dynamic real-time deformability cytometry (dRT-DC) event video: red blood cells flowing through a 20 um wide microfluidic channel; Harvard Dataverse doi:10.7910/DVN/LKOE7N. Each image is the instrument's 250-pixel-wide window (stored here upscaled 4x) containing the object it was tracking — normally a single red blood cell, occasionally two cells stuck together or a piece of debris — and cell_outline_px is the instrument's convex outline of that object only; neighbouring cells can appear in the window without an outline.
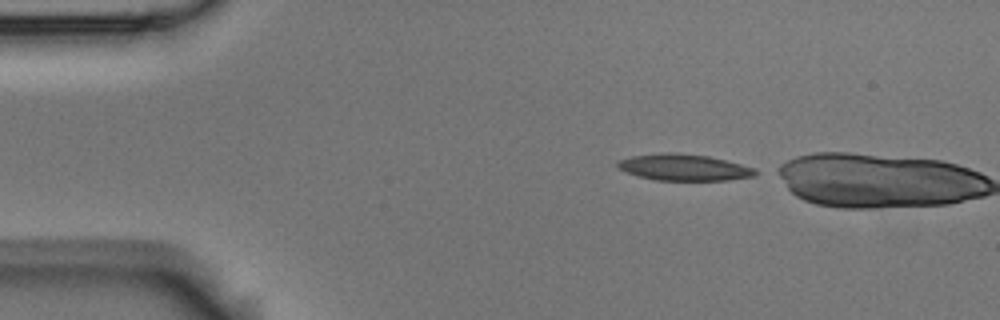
{"species": "Egyptian fruit bat (a non-hibernating species)", "species_latin": "Rousettus aegyptiacus", "temperature_condition": "room temperature", "stored_images_in_passage": 2, "camera_frame_rate_fps": 3000, "um_per_image_px": 0.085, "animal": {"sex": "male"}, "frame": {"image": 1, "passage_image": 2, "time_ms": 0.333, "image_size_px": [1000, 320], "cell_outline_px": [[756, 176], [728, 180], [656, 180], [640, 176], [628, 172], [620, 168], [616, 164], [620, 160], [632, 156], [660, 152], [676, 152], [708, 156], [740, 164], [752, 168], [756, 172]], "centroid_in_image_um": [58.13, 14.22], "position_along_channel_um": 26.9, "area_um2": 20.92}}